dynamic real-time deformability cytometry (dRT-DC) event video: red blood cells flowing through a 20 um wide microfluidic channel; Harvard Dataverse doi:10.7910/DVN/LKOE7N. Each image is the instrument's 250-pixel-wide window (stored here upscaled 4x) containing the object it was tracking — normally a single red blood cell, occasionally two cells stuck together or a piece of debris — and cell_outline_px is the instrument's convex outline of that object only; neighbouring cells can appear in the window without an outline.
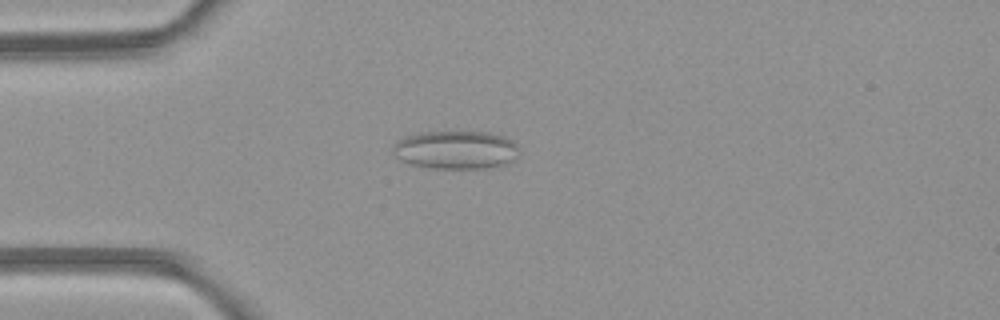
{"species": "common noctule bat (a hibernating species)", "species_latin": "Nyctalus noctula", "temperature_condition": "room temperature", "stored_images_in_passage": 5, "camera_frame_rate_fps": 3000, "um_per_image_px": 0.085, "animal": {"sex": "female", "body_mass_g": 21.9}, "frame": {"image": 1, "passage_image": 3, "time_ms": 2.333, "image_size_px": [1000, 320], "cell_outline_px": [[516, 156], [512, 160], [504, 164], [484, 168], [432, 168], [412, 164], [400, 160], [392, 152], [392, 144], [396, 140], [420, 132], [488, 132], [504, 136], [512, 140], [516, 144]], "centroid_in_image_um": [38.69, 12.73], "position_along_channel_um": 46.3, "area_um2": 27.98}}